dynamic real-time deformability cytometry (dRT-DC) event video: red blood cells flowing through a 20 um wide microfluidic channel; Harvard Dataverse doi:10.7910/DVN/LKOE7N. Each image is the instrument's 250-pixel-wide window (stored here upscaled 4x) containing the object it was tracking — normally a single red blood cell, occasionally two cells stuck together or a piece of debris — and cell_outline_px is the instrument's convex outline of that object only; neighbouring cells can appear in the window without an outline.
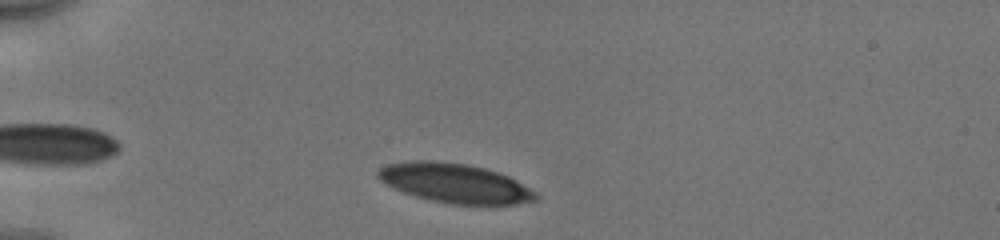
{"species": "human", "species_latin": "Homo sapiens", "temperature_condition": "cold", "stored_images_in_passage": 35, "camera_frame_rate_fps": 3000, "um_per_image_px": 0.085, "donor": {"sex": "male"}, "frame": {"image": 1, "passage_image": 3, "time_ms": 0.667, "image_size_px": [1000, 240], "cell_outline_px": [[536, 200], [516, 204], [452, 204], [432, 200], [416, 196], [404, 192], [380, 180], [376, 176], [376, 172], [380, 168], [388, 164], [412, 160], [432, 160], [468, 164], [484, 168], [508, 176], [516, 180], [536, 192]], "centroid_in_image_um": [38.65, 15.55], "position_along_channel_um": 46.4, "area_um2": 35.78}}
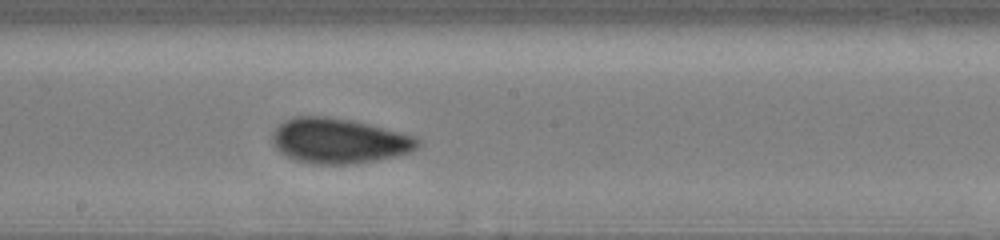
{"frame": {"image": 2, "passage_image": 19, "time_ms": 6.0, "image_size_px": [1000, 240], "cell_outline_px": [[420, 144], [412, 152], [396, 156], [376, 160], [348, 164], [312, 164], [296, 160], [280, 152], [272, 144], [272, 132], [284, 120], [292, 116], [328, 116], [356, 120], [416, 136], [420, 140]], "centroid_in_image_um": [28.82, 11.95], "position_along_channel_um": 219.4, "area_um2": 38.67}}
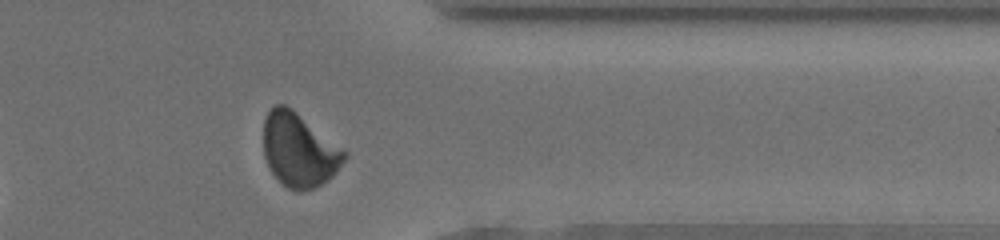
{"frame": {"image": 3, "passage_image": 32, "time_ms": 10.333, "image_size_px": [1000, 240], "cell_outline_px": [[348, 156], [336, 172], [328, 180], [316, 188], [288, 188], [272, 172], [264, 156], [264, 120], [268, 112], [276, 104], [284, 104], [292, 108], [348, 152]], "centroid_in_image_um": [25.45, 12.72], "position_along_channel_um": 386.0, "area_um2": 34.33}, "authors_computed_cell_mechanics": {"area_um2": 37.281, "velocity_mm_per_s": 3.9516, "shape_relaxation_time_tau1_ms": 2.785, "shape_relaxation_time_tau2_ms": 0.7833, "deformation_change_tau1": 0.1216, "deformation_change_tau2": 0.0601}}